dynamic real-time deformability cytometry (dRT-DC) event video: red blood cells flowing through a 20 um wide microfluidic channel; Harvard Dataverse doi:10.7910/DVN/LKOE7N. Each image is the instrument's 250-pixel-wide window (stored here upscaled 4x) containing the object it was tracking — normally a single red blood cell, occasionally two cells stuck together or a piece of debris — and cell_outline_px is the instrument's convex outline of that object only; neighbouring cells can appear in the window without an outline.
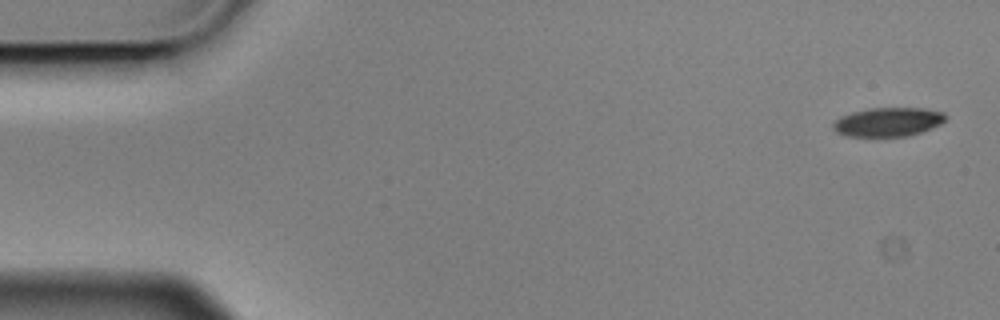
{"species": "Egyptian fruit bat (a non-hibernating species)", "species_latin": "Rousettus aegyptiacus", "temperature_condition": "cold", "stored_images_in_passage": 6, "segment_of_instrument_passage": [1, 2], "camera_frame_rate_fps": 3000, "um_per_image_px": 0.085, "animal": {"sex": "male"}, "frame": {"image": 1, "passage_image": 1, "time_ms": 0.0, "image_size_px": [1000, 320], "cell_outline_px": [[948, 116], [940, 124], [932, 128], [908, 136], [844, 136], [836, 132], [832, 128], [832, 124], [840, 116], [852, 112], [868, 108], [924, 108], [944, 112]], "centroid_in_image_um": [75.47, 10.36], "position_along_channel_um": 9.5, "area_um2": 19.07}}
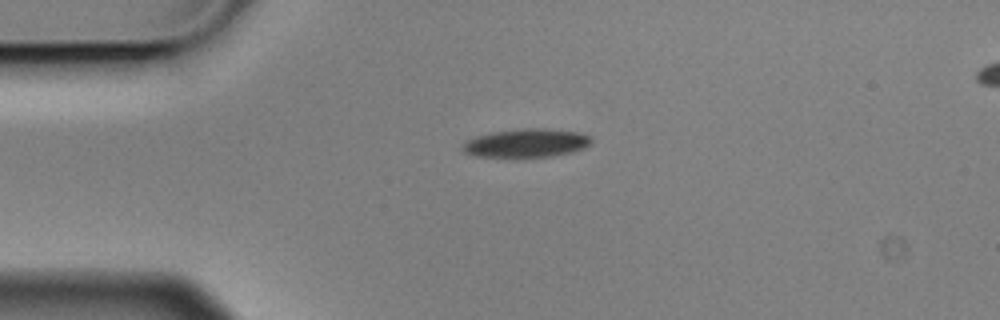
{"frame": {"image": 2, "passage_image": 4, "time_ms": 1.0, "image_size_px": [1000, 320], "cell_outline_px": [[592, 140], [584, 148], [552, 156], [476, 156], [464, 152], [460, 148], [460, 144], [476, 136], [492, 132], [520, 128], [544, 128], [576, 132], [588, 136]], "centroid_in_image_um": [44.67, 12.14], "position_along_channel_um": 40.3, "area_um2": 20.98}}